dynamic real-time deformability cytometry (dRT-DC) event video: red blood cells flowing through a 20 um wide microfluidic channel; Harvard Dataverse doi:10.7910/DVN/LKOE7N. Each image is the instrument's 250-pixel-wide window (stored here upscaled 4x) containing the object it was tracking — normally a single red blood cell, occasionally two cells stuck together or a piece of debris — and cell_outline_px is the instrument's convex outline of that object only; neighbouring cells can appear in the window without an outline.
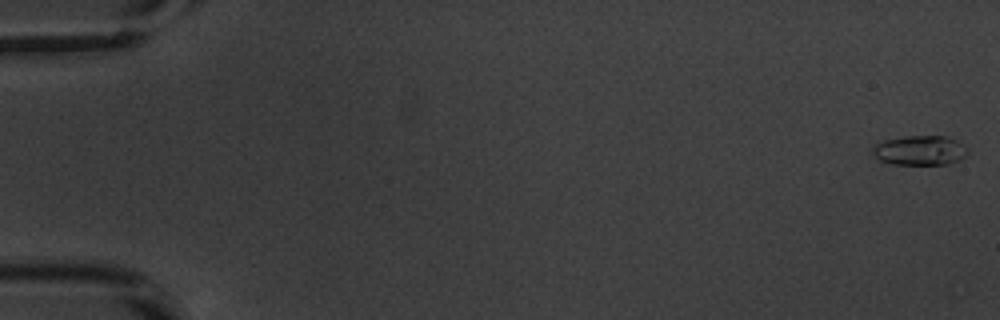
{"species": "common noctule bat (a hibernating species)", "species_latin": "Nyctalus noctula", "temperature_condition": "warm", "stored_images_in_passage": 54, "camera_frame_rate_fps": 3000, "um_per_image_px": 0.085, "animal": {"sex": "male", "body_mass_g": 20.1, "forearm_length_mm": 53.5}, "frame": {"image": 1, "passage_image": 1, "time_ms": 0.0, "image_size_px": [1000, 320], "cell_outline_px": [[968, 152], [960, 160], [948, 164], [892, 164], [880, 160], [872, 152], [872, 148], [876, 144], [884, 140], [904, 136], [948, 136], [964, 144], [968, 148]], "centroid_in_image_um": [78.22, 12.77], "position_along_channel_um": 6.8, "area_um2": 16.47}}
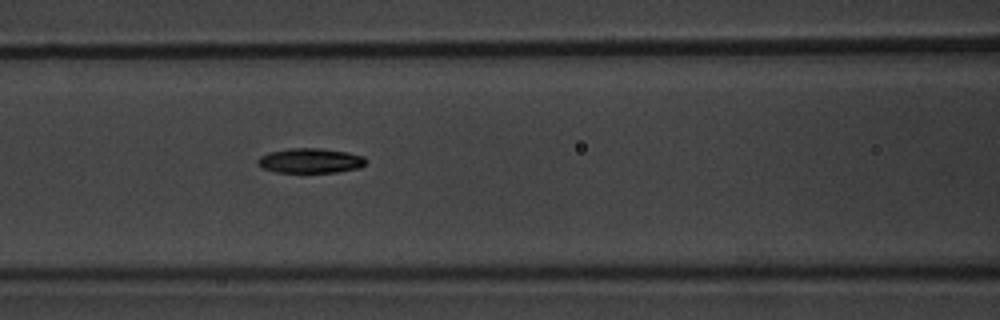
{"frame": {"image": 2, "passage_image": 24, "time_ms": 7.667, "image_size_px": [1000, 320], "cell_outline_px": [[364, 164], [360, 168], [336, 172], [276, 172], [264, 168], [256, 164], [256, 160], [260, 156], [268, 152], [288, 148], [320, 148], [348, 152], [364, 156]], "centroid_in_image_um": [26.34, 13.65], "position_along_channel_um": 140.3, "area_um2": 15.66}}
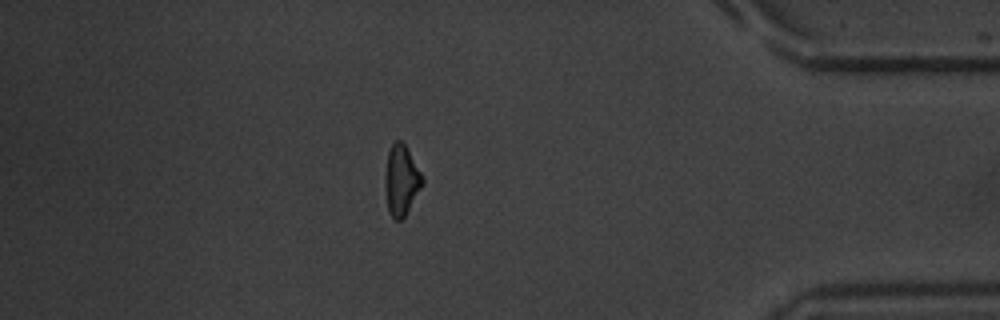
{"frame": {"image": 3, "passage_image": 47, "time_ms": 15.333, "image_size_px": [1000, 320], "cell_outline_px": [[424, 184], [404, 216], [400, 220], [396, 220], [388, 212], [388, 152], [392, 144], [396, 140], [400, 140], [404, 144], [424, 176]], "centroid_in_image_um": [34.2, 15.31], "position_along_channel_um": 401.0, "area_um2": 14.39}, "authors_computed_cell_mechanics": {"area_um2": 15.4326, "velocity_mm_per_s": 3.8496, "shape_relaxation_time_tau1_ms": 3.1745, "shape_relaxation_time_tau2_ms": 10.4722, "deformation_change_tau1": 0.1573, "deformation_change_tau2": 0.1946}}